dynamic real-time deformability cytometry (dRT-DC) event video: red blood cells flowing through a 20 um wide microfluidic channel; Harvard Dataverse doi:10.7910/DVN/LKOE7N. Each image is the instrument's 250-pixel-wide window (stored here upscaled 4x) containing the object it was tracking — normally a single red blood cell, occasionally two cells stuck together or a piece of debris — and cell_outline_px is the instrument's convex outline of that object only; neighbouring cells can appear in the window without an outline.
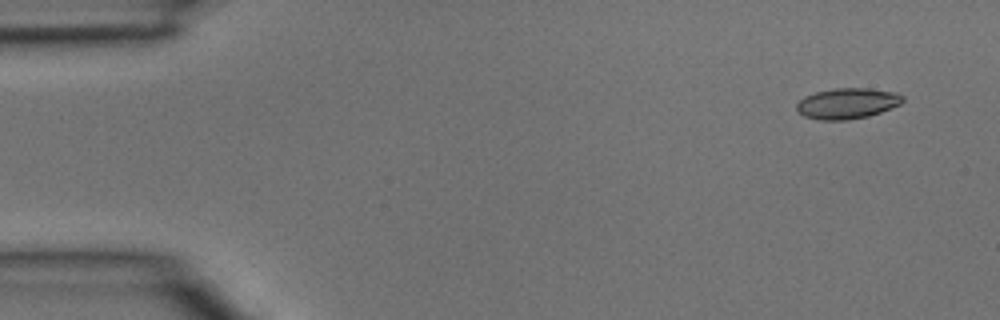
{"species": "common noctule bat (a hibernating species)", "species_latin": "Nyctalus noctula", "temperature_condition": "room temperature", "stored_images_in_passage": 4, "camera_frame_rate_fps": 3000, "um_per_image_px": 0.085, "animal": {"sex": "male", "body_mass_g": 15.6}, "frame": {"image": 1, "passage_image": 1, "time_ms": 0.0, "image_size_px": [1000, 320], "cell_outline_px": [[904, 100], [900, 104], [880, 112], [868, 116], [848, 120], [820, 120], [804, 116], [796, 108], [796, 104], [804, 96], [816, 92], [832, 88], [868, 88], [896, 92], [904, 96]], "centroid_in_image_um": [72.02, 8.78], "position_along_channel_um": 13.0, "area_um2": 19.02}}
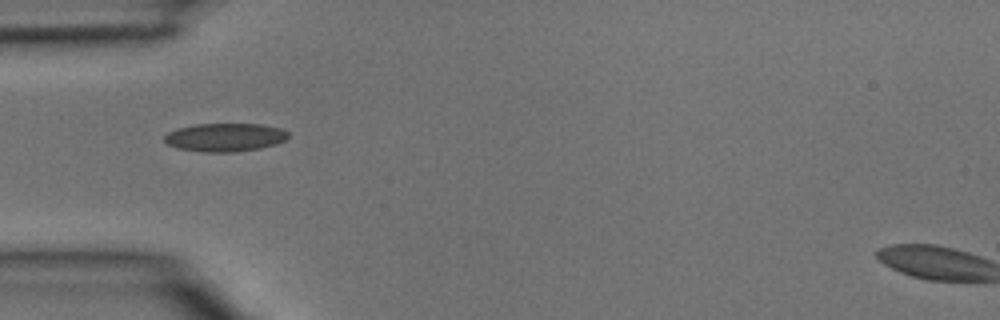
{"frame": {"image": 2, "passage_image": 4, "time_ms": 1.0, "image_size_px": [1000, 320], "cell_outline_px": [[288, 136], [284, 140], [276, 144], [260, 148], [236, 152], [204, 152], [176, 148], [168, 144], [164, 140], [164, 136], [168, 132], [176, 128], [196, 124], [260, 124], [280, 128], [288, 132]], "centroid_in_image_um": [19.1, 11.67], "position_along_channel_um": 65.9, "area_um2": 20.46}}